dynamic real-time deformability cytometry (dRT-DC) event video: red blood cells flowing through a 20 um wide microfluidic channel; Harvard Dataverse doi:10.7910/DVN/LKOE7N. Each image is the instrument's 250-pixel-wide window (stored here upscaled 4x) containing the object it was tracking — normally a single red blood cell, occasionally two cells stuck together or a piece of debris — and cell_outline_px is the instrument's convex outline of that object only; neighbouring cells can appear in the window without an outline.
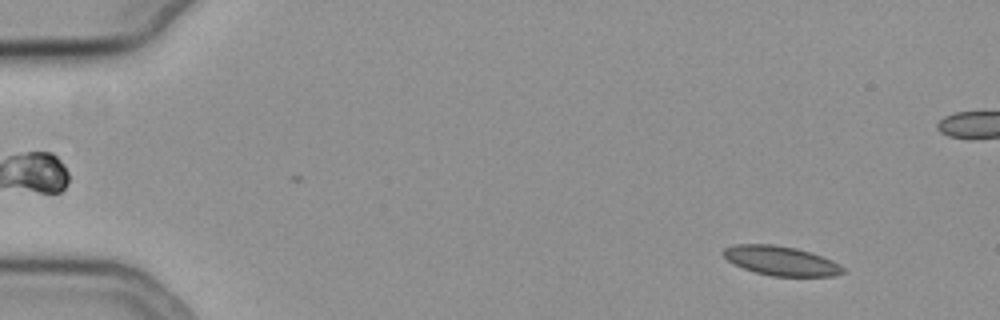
{"species": "common noctule bat (a hibernating species)", "species_latin": "Nyctalus noctula", "temperature_condition": "cold", "stored_images_in_passage": 57, "camera_frame_rate_fps": 3000, "um_per_image_px": 0.085, "animal": {"sex": "female", "body_mass_g": 19.3, "forearm_length_mm": 54.1}, "frame": {"image": 1, "passage_image": 6, "time_ms": 1.667, "image_size_px": [1000, 320], "cell_outline_px": [[844, 272], [832, 276], [772, 276], [756, 272], [744, 268], [728, 260], [720, 252], [724, 248], [732, 244], [772, 244], [796, 248], [824, 256], [840, 264], [844, 268]], "centroid_in_image_um": [66.38, 22.15], "position_along_channel_um": 18.6, "area_um2": 20.46}}
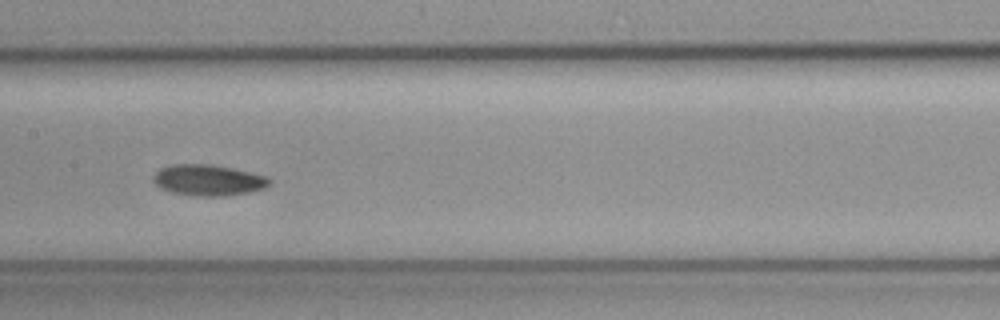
{"frame": {"image": 2, "passage_image": 29, "time_ms": 9.333, "image_size_px": [1000, 320], "cell_outline_px": [[272, 184], [264, 188], [248, 192], [228, 196], [196, 196], [172, 192], [160, 188], [152, 180], [152, 176], [160, 168], [172, 164], [208, 164], [232, 168], [268, 176], [272, 180]], "centroid_in_image_um": [17.71, 15.31], "position_along_channel_um": 189.7, "area_um2": 21.15}}
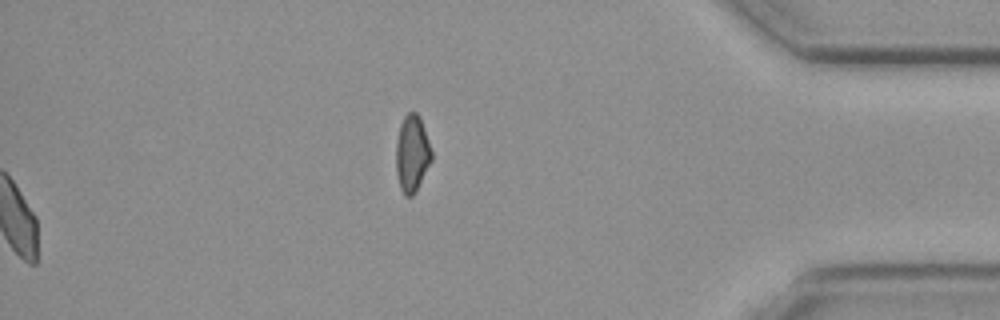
{"frame": {"image": 3, "passage_image": 57, "time_ms": 18.667, "image_size_px": [1000, 320], "cell_outline_px": [[432, 160], [416, 192], [412, 196], [404, 196], [400, 188], [396, 172], [396, 140], [400, 124], [404, 116], [408, 112], [416, 112], [420, 116], [432, 152]], "centroid_in_image_um": [35.02, 13.06], "position_along_channel_um": 400.2, "area_um2": 16.07}}